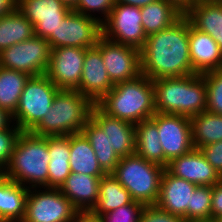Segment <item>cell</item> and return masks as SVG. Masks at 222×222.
I'll return each mask as SVG.
<instances>
[{
    "label": "cell",
    "mask_w": 222,
    "mask_h": 222,
    "mask_svg": "<svg viewBox=\"0 0 222 222\" xmlns=\"http://www.w3.org/2000/svg\"><path fill=\"white\" fill-rule=\"evenodd\" d=\"M141 74L151 80L195 74L190 60L189 20L147 36L140 50Z\"/></svg>",
    "instance_id": "cell-1"
},
{
    "label": "cell",
    "mask_w": 222,
    "mask_h": 222,
    "mask_svg": "<svg viewBox=\"0 0 222 222\" xmlns=\"http://www.w3.org/2000/svg\"><path fill=\"white\" fill-rule=\"evenodd\" d=\"M48 136L22 131L2 174L26 188H48Z\"/></svg>",
    "instance_id": "cell-2"
},
{
    "label": "cell",
    "mask_w": 222,
    "mask_h": 222,
    "mask_svg": "<svg viewBox=\"0 0 222 222\" xmlns=\"http://www.w3.org/2000/svg\"><path fill=\"white\" fill-rule=\"evenodd\" d=\"M155 110L188 117L206 111L207 93L203 74L152 80Z\"/></svg>",
    "instance_id": "cell-3"
},
{
    "label": "cell",
    "mask_w": 222,
    "mask_h": 222,
    "mask_svg": "<svg viewBox=\"0 0 222 222\" xmlns=\"http://www.w3.org/2000/svg\"><path fill=\"white\" fill-rule=\"evenodd\" d=\"M97 105L108 115L135 125L156 113L153 82L141 74L117 83Z\"/></svg>",
    "instance_id": "cell-4"
},
{
    "label": "cell",
    "mask_w": 222,
    "mask_h": 222,
    "mask_svg": "<svg viewBox=\"0 0 222 222\" xmlns=\"http://www.w3.org/2000/svg\"><path fill=\"white\" fill-rule=\"evenodd\" d=\"M93 105L77 90L59 89L49 113L30 132L44 137L81 133Z\"/></svg>",
    "instance_id": "cell-5"
},
{
    "label": "cell",
    "mask_w": 222,
    "mask_h": 222,
    "mask_svg": "<svg viewBox=\"0 0 222 222\" xmlns=\"http://www.w3.org/2000/svg\"><path fill=\"white\" fill-rule=\"evenodd\" d=\"M164 170V167L133 154L121 157L112 174L134 201L149 206L158 201Z\"/></svg>",
    "instance_id": "cell-6"
},
{
    "label": "cell",
    "mask_w": 222,
    "mask_h": 222,
    "mask_svg": "<svg viewBox=\"0 0 222 222\" xmlns=\"http://www.w3.org/2000/svg\"><path fill=\"white\" fill-rule=\"evenodd\" d=\"M58 90L46 74L29 77L12 115L21 131H31L49 113Z\"/></svg>",
    "instance_id": "cell-7"
},
{
    "label": "cell",
    "mask_w": 222,
    "mask_h": 222,
    "mask_svg": "<svg viewBox=\"0 0 222 222\" xmlns=\"http://www.w3.org/2000/svg\"><path fill=\"white\" fill-rule=\"evenodd\" d=\"M78 213L59 189L29 188L25 215L21 222H72Z\"/></svg>",
    "instance_id": "cell-8"
},
{
    "label": "cell",
    "mask_w": 222,
    "mask_h": 222,
    "mask_svg": "<svg viewBox=\"0 0 222 222\" xmlns=\"http://www.w3.org/2000/svg\"><path fill=\"white\" fill-rule=\"evenodd\" d=\"M51 48L47 39L33 36L0 52V66L21 71L29 76L46 74Z\"/></svg>",
    "instance_id": "cell-9"
},
{
    "label": "cell",
    "mask_w": 222,
    "mask_h": 222,
    "mask_svg": "<svg viewBox=\"0 0 222 222\" xmlns=\"http://www.w3.org/2000/svg\"><path fill=\"white\" fill-rule=\"evenodd\" d=\"M102 36L115 43L141 50L146 41L140 7L115 3L102 22Z\"/></svg>",
    "instance_id": "cell-10"
},
{
    "label": "cell",
    "mask_w": 222,
    "mask_h": 222,
    "mask_svg": "<svg viewBox=\"0 0 222 222\" xmlns=\"http://www.w3.org/2000/svg\"><path fill=\"white\" fill-rule=\"evenodd\" d=\"M102 37V22L91 16L71 11L47 39L50 48L96 46Z\"/></svg>",
    "instance_id": "cell-11"
},
{
    "label": "cell",
    "mask_w": 222,
    "mask_h": 222,
    "mask_svg": "<svg viewBox=\"0 0 222 222\" xmlns=\"http://www.w3.org/2000/svg\"><path fill=\"white\" fill-rule=\"evenodd\" d=\"M151 119L157 124L159 140L168 162L194 149L190 117L156 112Z\"/></svg>",
    "instance_id": "cell-12"
},
{
    "label": "cell",
    "mask_w": 222,
    "mask_h": 222,
    "mask_svg": "<svg viewBox=\"0 0 222 222\" xmlns=\"http://www.w3.org/2000/svg\"><path fill=\"white\" fill-rule=\"evenodd\" d=\"M96 47L101 52L108 76L114 85L133 80L141 75L140 50L115 43L103 36Z\"/></svg>",
    "instance_id": "cell-13"
},
{
    "label": "cell",
    "mask_w": 222,
    "mask_h": 222,
    "mask_svg": "<svg viewBox=\"0 0 222 222\" xmlns=\"http://www.w3.org/2000/svg\"><path fill=\"white\" fill-rule=\"evenodd\" d=\"M86 49L57 47L50 52L46 75L59 89L76 90L82 77Z\"/></svg>",
    "instance_id": "cell-14"
},
{
    "label": "cell",
    "mask_w": 222,
    "mask_h": 222,
    "mask_svg": "<svg viewBox=\"0 0 222 222\" xmlns=\"http://www.w3.org/2000/svg\"><path fill=\"white\" fill-rule=\"evenodd\" d=\"M16 7L34 26V35L48 39L72 11L61 0H17Z\"/></svg>",
    "instance_id": "cell-15"
},
{
    "label": "cell",
    "mask_w": 222,
    "mask_h": 222,
    "mask_svg": "<svg viewBox=\"0 0 222 222\" xmlns=\"http://www.w3.org/2000/svg\"><path fill=\"white\" fill-rule=\"evenodd\" d=\"M111 82L100 50L93 46L86 49L82 77L78 92L87 97L93 104H97L112 88Z\"/></svg>",
    "instance_id": "cell-16"
},
{
    "label": "cell",
    "mask_w": 222,
    "mask_h": 222,
    "mask_svg": "<svg viewBox=\"0 0 222 222\" xmlns=\"http://www.w3.org/2000/svg\"><path fill=\"white\" fill-rule=\"evenodd\" d=\"M90 118L101 130L107 132V141L120 158L135 154L134 124L108 115L97 104L93 105Z\"/></svg>",
    "instance_id": "cell-17"
},
{
    "label": "cell",
    "mask_w": 222,
    "mask_h": 222,
    "mask_svg": "<svg viewBox=\"0 0 222 222\" xmlns=\"http://www.w3.org/2000/svg\"><path fill=\"white\" fill-rule=\"evenodd\" d=\"M165 169L175 177L190 181L197 186H214L220 181L219 173L196 148L171 160Z\"/></svg>",
    "instance_id": "cell-18"
},
{
    "label": "cell",
    "mask_w": 222,
    "mask_h": 222,
    "mask_svg": "<svg viewBox=\"0 0 222 222\" xmlns=\"http://www.w3.org/2000/svg\"><path fill=\"white\" fill-rule=\"evenodd\" d=\"M196 186L190 181L175 177L165 169L161 177L159 198L155 205L187 222L188 205Z\"/></svg>",
    "instance_id": "cell-19"
},
{
    "label": "cell",
    "mask_w": 222,
    "mask_h": 222,
    "mask_svg": "<svg viewBox=\"0 0 222 222\" xmlns=\"http://www.w3.org/2000/svg\"><path fill=\"white\" fill-rule=\"evenodd\" d=\"M190 60L195 73L222 69V51L217 39L194 28L189 21Z\"/></svg>",
    "instance_id": "cell-20"
},
{
    "label": "cell",
    "mask_w": 222,
    "mask_h": 222,
    "mask_svg": "<svg viewBox=\"0 0 222 222\" xmlns=\"http://www.w3.org/2000/svg\"><path fill=\"white\" fill-rule=\"evenodd\" d=\"M100 179L82 173H73L59 188L79 212H91L99 199Z\"/></svg>",
    "instance_id": "cell-21"
},
{
    "label": "cell",
    "mask_w": 222,
    "mask_h": 222,
    "mask_svg": "<svg viewBox=\"0 0 222 222\" xmlns=\"http://www.w3.org/2000/svg\"><path fill=\"white\" fill-rule=\"evenodd\" d=\"M29 188L0 173V222H21Z\"/></svg>",
    "instance_id": "cell-22"
},
{
    "label": "cell",
    "mask_w": 222,
    "mask_h": 222,
    "mask_svg": "<svg viewBox=\"0 0 222 222\" xmlns=\"http://www.w3.org/2000/svg\"><path fill=\"white\" fill-rule=\"evenodd\" d=\"M48 188L59 189L70 175V135L48 136Z\"/></svg>",
    "instance_id": "cell-23"
},
{
    "label": "cell",
    "mask_w": 222,
    "mask_h": 222,
    "mask_svg": "<svg viewBox=\"0 0 222 222\" xmlns=\"http://www.w3.org/2000/svg\"><path fill=\"white\" fill-rule=\"evenodd\" d=\"M136 148L135 154L143 159L158 164L164 168L168 165L159 140L157 124L151 119L135 124Z\"/></svg>",
    "instance_id": "cell-24"
},
{
    "label": "cell",
    "mask_w": 222,
    "mask_h": 222,
    "mask_svg": "<svg viewBox=\"0 0 222 222\" xmlns=\"http://www.w3.org/2000/svg\"><path fill=\"white\" fill-rule=\"evenodd\" d=\"M70 170L101 178L107 174L99 165L90 142L82 133L70 135Z\"/></svg>",
    "instance_id": "cell-25"
},
{
    "label": "cell",
    "mask_w": 222,
    "mask_h": 222,
    "mask_svg": "<svg viewBox=\"0 0 222 222\" xmlns=\"http://www.w3.org/2000/svg\"><path fill=\"white\" fill-rule=\"evenodd\" d=\"M142 27L146 36L171 27L184 14L172 3L157 0L140 7Z\"/></svg>",
    "instance_id": "cell-26"
},
{
    "label": "cell",
    "mask_w": 222,
    "mask_h": 222,
    "mask_svg": "<svg viewBox=\"0 0 222 222\" xmlns=\"http://www.w3.org/2000/svg\"><path fill=\"white\" fill-rule=\"evenodd\" d=\"M132 201L129 191L119 183L112 173H108L100 179L99 199L91 213L101 217L109 211L130 204Z\"/></svg>",
    "instance_id": "cell-27"
},
{
    "label": "cell",
    "mask_w": 222,
    "mask_h": 222,
    "mask_svg": "<svg viewBox=\"0 0 222 222\" xmlns=\"http://www.w3.org/2000/svg\"><path fill=\"white\" fill-rule=\"evenodd\" d=\"M184 16L194 28L217 38L222 26V3L195 2Z\"/></svg>",
    "instance_id": "cell-28"
},
{
    "label": "cell",
    "mask_w": 222,
    "mask_h": 222,
    "mask_svg": "<svg viewBox=\"0 0 222 222\" xmlns=\"http://www.w3.org/2000/svg\"><path fill=\"white\" fill-rule=\"evenodd\" d=\"M34 36V26L16 7L0 17V52Z\"/></svg>",
    "instance_id": "cell-29"
},
{
    "label": "cell",
    "mask_w": 222,
    "mask_h": 222,
    "mask_svg": "<svg viewBox=\"0 0 222 222\" xmlns=\"http://www.w3.org/2000/svg\"><path fill=\"white\" fill-rule=\"evenodd\" d=\"M81 133L90 142L100 167L107 174L112 173L120 161V157L113 150L112 146L109 145L107 141V132L101 130L90 118L82 128Z\"/></svg>",
    "instance_id": "cell-30"
},
{
    "label": "cell",
    "mask_w": 222,
    "mask_h": 222,
    "mask_svg": "<svg viewBox=\"0 0 222 222\" xmlns=\"http://www.w3.org/2000/svg\"><path fill=\"white\" fill-rule=\"evenodd\" d=\"M190 121L194 148L222 140V115L205 111L190 117Z\"/></svg>",
    "instance_id": "cell-31"
},
{
    "label": "cell",
    "mask_w": 222,
    "mask_h": 222,
    "mask_svg": "<svg viewBox=\"0 0 222 222\" xmlns=\"http://www.w3.org/2000/svg\"><path fill=\"white\" fill-rule=\"evenodd\" d=\"M29 77L27 73L0 66V108L7 110L11 115L15 113Z\"/></svg>",
    "instance_id": "cell-32"
},
{
    "label": "cell",
    "mask_w": 222,
    "mask_h": 222,
    "mask_svg": "<svg viewBox=\"0 0 222 222\" xmlns=\"http://www.w3.org/2000/svg\"><path fill=\"white\" fill-rule=\"evenodd\" d=\"M212 186H196L188 205V221L211 219Z\"/></svg>",
    "instance_id": "cell-33"
},
{
    "label": "cell",
    "mask_w": 222,
    "mask_h": 222,
    "mask_svg": "<svg viewBox=\"0 0 222 222\" xmlns=\"http://www.w3.org/2000/svg\"><path fill=\"white\" fill-rule=\"evenodd\" d=\"M206 83V111L222 115V69L203 74Z\"/></svg>",
    "instance_id": "cell-34"
},
{
    "label": "cell",
    "mask_w": 222,
    "mask_h": 222,
    "mask_svg": "<svg viewBox=\"0 0 222 222\" xmlns=\"http://www.w3.org/2000/svg\"><path fill=\"white\" fill-rule=\"evenodd\" d=\"M21 132L14 122L10 127L0 129V173L9 164L15 143Z\"/></svg>",
    "instance_id": "cell-35"
},
{
    "label": "cell",
    "mask_w": 222,
    "mask_h": 222,
    "mask_svg": "<svg viewBox=\"0 0 222 222\" xmlns=\"http://www.w3.org/2000/svg\"><path fill=\"white\" fill-rule=\"evenodd\" d=\"M114 4L115 0H79L72 10L103 22L112 11ZM96 13H101L100 16L102 15V18L98 16L99 14L96 15Z\"/></svg>",
    "instance_id": "cell-36"
},
{
    "label": "cell",
    "mask_w": 222,
    "mask_h": 222,
    "mask_svg": "<svg viewBox=\"0 0 222 222\" xmlns=\"http://www.w3.org/2000/svg\"><path fill=\"white\" fill-rule=\"evenodd\" d=\"M143 207L142 203L133 200L130 204L105 213L100 219L102 222H139Z\"/></svg>",
    "instance_id": "cell-37"
},
{
    "label": "cell",
    "mask_w": 222,
    "mask_h": 222,
    "mask_svg": "<svg viewBox=\"0 0 222 222\" xmlns=\"http://www.w3.org/2000/svg\"><path fill=\"white\" fill-rule=\"evenodd\" d=\"M139 222H185V220L161 210L156 205H149L143 207Z\"/></svg>",
    "instance_id": "cell-38"
},
{
    "label": "cell",
    "mask_w": 222,
    "mask_h": 222,
    "mask_svg": "<svg viewBox=\"0 0 222 222\" xmlns=\"http://www.w3.org/2000/svg\"><path fill=\"white\" fill-rule=\"evenodd\" d=\"M206 160L222 175V140L203 146L199 149Z\"/></svg>",
    "instance_id": "cell-39"
},
{
    "label": "cell",
    "mask_w": 222,
    "mask_h": 222,
    "mask_svg": "<svg viewBox=\"0 0 222 222\" xmlns=\"http://www.w3.org/2000/svg\"><path fill=\"white\" fill-rule=\"evenodd\" d=\"M222 216V182L212 186L211 219Z\"/></svg>",
    "instance_id": "cell-40"
},
{
    "label": "cell",
    "mask_w": 222,
    "mask_h": 222,
    "mask_svg": "<svg viewBox=\"0 0 222 222\" xmlns=\"http://www.w3.org/2000/svg\"><path fill=\"white\" fill-rule=\"evenodd\" d=\"M72 222H102V220L91 212H79Z\"/></svg>",
    "instance_id": "cell-41"
},
{
    "label": "cell",
    "mask_w": 222,
    "mask_h": 222,
    "mask_svg": "<svg viewBox=\"0 0 222 222\" xmlns=\"http://www.w3.org/2000/svg\"><path fill=\"white\" fill-rule=\"evenodd\" d=\"M17 5V0H0V17L11 13Z\"/></svg>",
    "instance_id": "cell-42"
},
{
    "label": "cell",
    "mask_w": 222,
    "mask_h": 222,
    "mask_svg": "<svg viewBox=\"0 0 222 222\" xmlns=\"http://www.w3.org/2000/svg\"><path fill=\"white\" fill-rule=\"evenodd\" d=\"M12 122V115L7 110L0 108V129L10 127Z\"/></svg>",
    "instance_id": "cell-43"
},
{
    "label": "cell",
    "mask_w": 222,
    "mask_h": 222,
    "mask_svg": "<svg viewBox=\"0 0 222 222\" xmlns=\"http://www.w3.org/2000/svg\"><path fill=\"white\" fill-rule=\"evenodd\" d=\"M172 3L183 14L194 4L191 0H166Z\"/></svg>",
    "instance_id": "cell-44"
},
{
    "label": "cell",
    "mask_w": 222,
    "mask_h": 222,
    "mask_svg": "<svg viewBox=\"0 0 222 222\" xmlns=\"http://www.w3.org/2000/svg\"><path fill=\"white\" fill-rule=\"evenodd\" d=\"M157 0H115V3L131 5L134 7H143Z\"/></svg>",
    "instance_id": "cell-45"
},
{
    "label": "cell",
    "mask_w": 222,
    "mask_h": 222,
    "mask_svg": "<svg viewBox=\"0 0 222 222\" xmlns=\"http://www.w3.org/2000/svg\"><path fill=\"white\" fill-rule=\"evenodd\" d=\"M65 5L69 6L71 9H73L79 0H61Z\"/></svg>",
    "instance_id": "cell-46"
},
{
    "label": "cell",
    "mask_w": 222,
    "mask_h": 222,
    "mask_svg": "<svg viewBox=\"0 0 222 222\" xmlns=\"http://www.w3.org/2000/svg\"><path fill=\"white\" fill-rule=\"evenodd\" d=\"M216 39H217V43L219 44V47L222 51V26L220 27V33H219V35L217 36Z\"/></svg>",
    "instance_id": "cell-47"
},
{
    "label": "cell",
    "mask_w": 222,
    "mask_h": 222,
    "mask_svg": "<svg viewBox=\"0 0 222 222\" xmlns=\"http://www.w3.org/2000/svg\"><path fill=\"white\" fill-rule=\"evenodd\" d=\"M187 222H217L215 219H209V220H192Z\"/></svg>",
    "instance_id": "cell-48"
},
{
    "label": "cell",
    "mask_w": 222,
    "mask_h": 222,
    "mask_svg": "<svg viewBox=\"0 0 222 222\" xmlns=\"http://www.w3.org/2000/svg\"><path fill=\"white\" fill-rule=\"evenodd\" d=\"M204 2H209V3H222V0H204Z\"/></svg>",
    "instance_id": "cell-49"
},
{
    "label": "cell",
    "mask_w": 222,
    "mask_h": 222,
    "mask_svg": "<svg viewBox=\"0 0 222 222\" xmlns=\"http://www.w3.org/2000/svg\"><path fill=\"white\" fill-rule=\"evenodd\" d=\"M217 222H222V216L218 217L217 219H215Z\"/></svg>",
    "instance_id": "cell-50"
},
{
    "label": "cell",
    "mask_w": 222,
    "mask_h": 222,
    "mask_svg": "<svg viewBox=\"0 0 222 222\" xmlns=\"http://www.w3.org/2000/svg\"><path fill=\"white\" fill-rule=\"evenodd\" d=\"M193 3L199 2V1H204V0H191Z\"/></svg>",
    "instance_id": "cell-51"
}]
</instances>
